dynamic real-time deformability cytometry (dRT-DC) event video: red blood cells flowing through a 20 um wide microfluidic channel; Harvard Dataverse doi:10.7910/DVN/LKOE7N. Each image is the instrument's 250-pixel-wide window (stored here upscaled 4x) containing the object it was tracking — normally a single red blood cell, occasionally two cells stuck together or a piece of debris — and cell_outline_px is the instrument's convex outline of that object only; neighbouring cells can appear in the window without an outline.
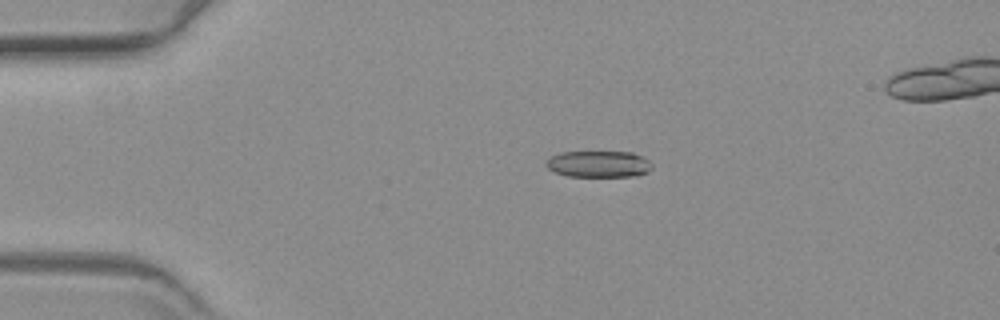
{"species": "common noctule bat (a hibernating species)", "species_latin": "Nyctalus noctula", "temperature_condition": "warm", "stored_images_in_passage": 47, "camera_frame_rate_fps": 3000, "um_per_image_px": 0.085, "animal": {"sex": "female", "body_mass_g": 19.3, "forearm_length_mm": 54.1}, "frame": {"image": 1, "passage_image": 1, "time_ms": 0.0, "image_size_px": [1000, 320], "cell_outline_px": [[652, 168], [648, 172], [636, 176], [568, 176], [556, 172], [548, 168], [544, 164], [552, 156], [560, 152], [632, 152], [648, 160], [652, 164]], "centroid_in_image_um": [50.9, 13.94], "position_along_channel_um": 34.1, "area_um2": 16.24}}
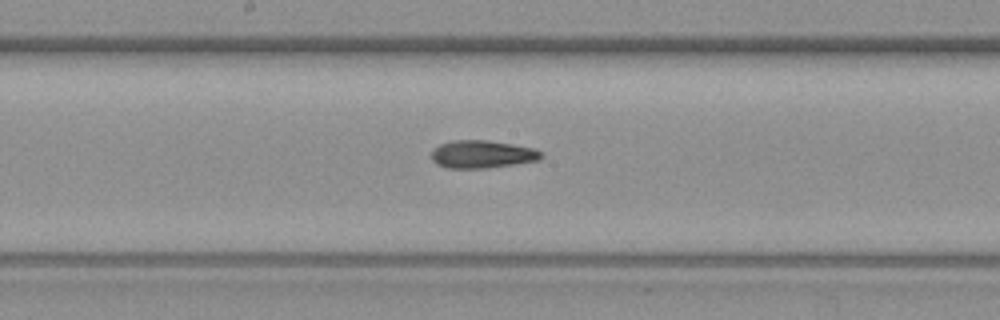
{"frame": {"image": 2, "passage_image": 20, "time_ms": 6.333, "image_size_px": [1000, 320], "cell_outline_px": [[544, 156], [540, 160], [488, 168], [444, 168], [436, 164], [432, 160], [432, 148], [440, 144], [452, 140], [488, 140], [512, 144], [532, 148], [540, 152]], "centroid_in_image_um": [40.94, 13.11], "position_along_channel_um": 207.3, "area_um2": 17.86}}
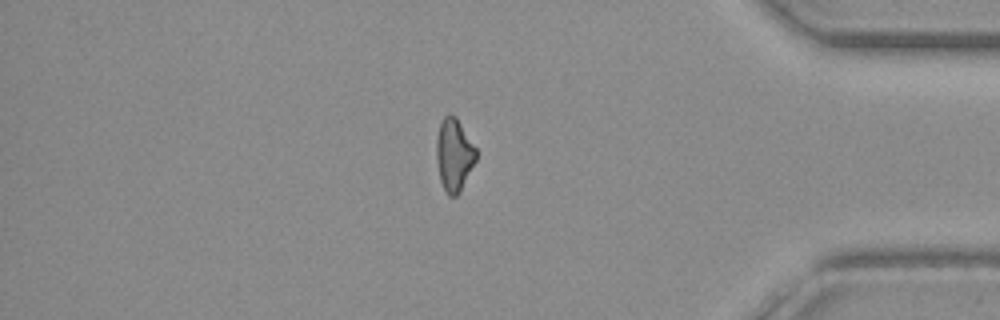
{"frame": {"image": 3, "passage_image": 39, "time_ms": 12.667, "image_size_px": [1000, 320], "cell_outline_px": [[476, 160], [460, 192], [456, 196], [448, 196], [440, 180], [436, 160], [436, 140], [440, 120], [448, 112], [456, 116], [476, 148]], "centroid_in_image_um": [38.58, 13.13], "position_along_channel_um": 396.6, "area_um2": 16.94}}